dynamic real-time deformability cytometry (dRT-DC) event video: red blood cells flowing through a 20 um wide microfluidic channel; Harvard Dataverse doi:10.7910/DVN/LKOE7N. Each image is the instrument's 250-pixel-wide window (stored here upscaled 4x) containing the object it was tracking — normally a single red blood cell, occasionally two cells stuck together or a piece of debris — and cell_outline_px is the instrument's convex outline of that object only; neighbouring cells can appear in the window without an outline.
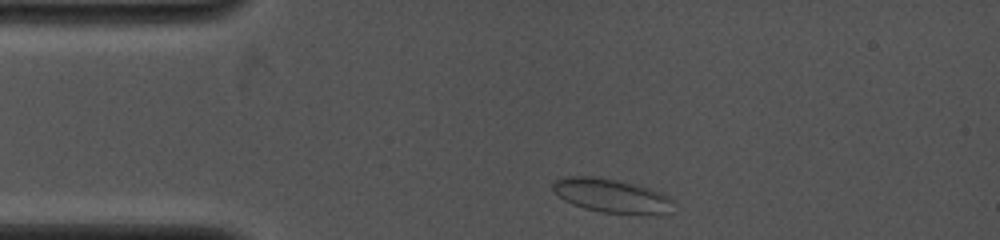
{"species": "common noctule bat (a hibernating species)", "species_latin": "Nyctalus noctula", "temperature_condition": "cold", "stored_images_in_passage": 9, "camera_frame_rate_fps": 4000, "um_per_image_px": 0.085, "animal": {"sex": "female", "body_mass_g": 19.0, "forearm_length_mm": 53.3}, "frame": {"image": 1, "passage_image": 1, "time_ms": 0.0, "image_size_px": [1000, 240], "cell_outline_px": [[672, 200], [664, 212], [660, 216], [656, 216], [600, 212], [584, 208], [564, 200], [552, 188], [552, 184], [556, 180], [564, 176], [600, 176], [640, 184], [660, 192], [668, 196]], "centroid_in_image_um": [51.97, 16.62], "position_along_channel_um": 33.0, "area_um2": 24.04}}
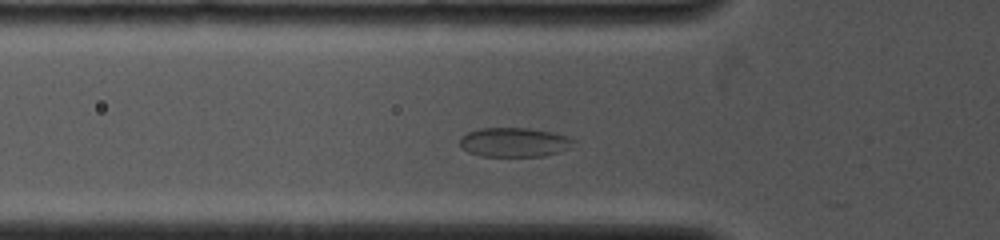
{"frame": {"image": 2, "passage_image": 6, "time_ms": 2.0, "image_size_px": [1000, 240], "cell_outline_px": [[576, 140], [572, 148], [560, 152], [544, 156], [480, 156], [468, 152], [460, 148], [460, 136], [468, 132], [480, 128], [528, 128], [552, 132], [568, 136]], "centroid_in_image_um": [43.73, 12.1], "position_along_channel_um": 82.1, "area_um2": 19.71}}
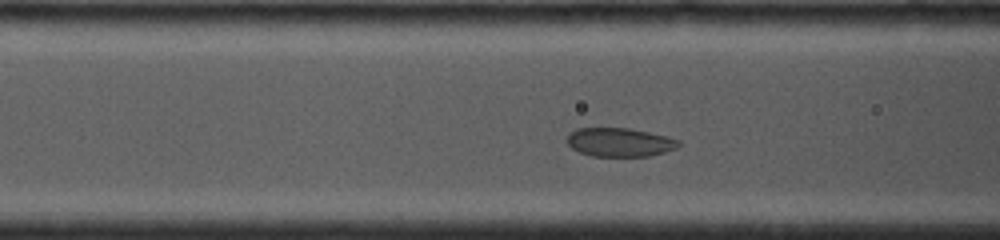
{"frame": {"image": 3, "passage_image": 8, "time_ms": 2.75, "image_size_px": [1000, 240], "cell_outline_px": [[680, 144], [676, 148], [664, 152], [648, 156], [592, 156], [580, 152], [572, 148], [564, 140], [576, 128], [628, 128], [668, 136], [680, 140]], "centroid_in_image_um": [52.67, 12.09], "position_along_channel_um": 113.9, "area_um2": 18.67}}